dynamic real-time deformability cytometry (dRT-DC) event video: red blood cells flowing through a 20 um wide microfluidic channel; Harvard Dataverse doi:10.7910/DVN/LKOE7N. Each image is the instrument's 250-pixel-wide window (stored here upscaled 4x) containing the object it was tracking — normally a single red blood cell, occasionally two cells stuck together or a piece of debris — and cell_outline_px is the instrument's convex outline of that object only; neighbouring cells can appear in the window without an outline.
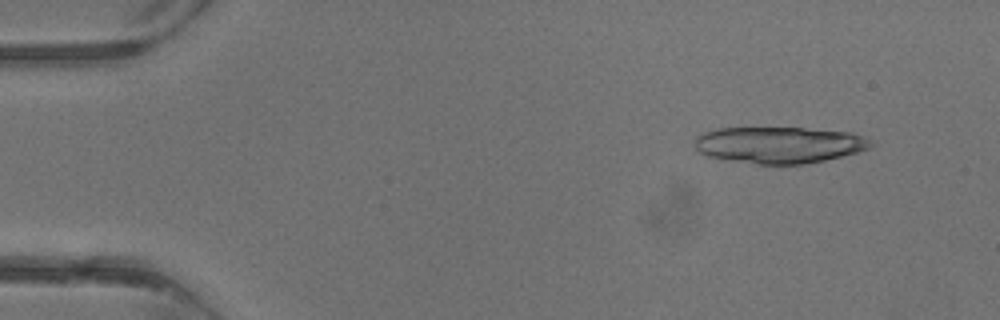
{"species": "common noctule bat (a hibernating species)", "species_latin": "Nyctalus noctula", "temperature_condition": "warm", "stored_images_in_passage": 3, "camera_frame_rate_fps": 3000, "um_per_image_px": 0.085, "animal": {"sex": "male", "body_mass_g": 13.3}, "frame": {"image": 1, "passage_image": 1, "time_ms": 0.0, "image_size_px": [1000, 320], "cell_outline_px": [[872, 144], [868, 148], [856, 152], [824, 160], [804, 164], [756, 164], [728, 160], [708, 156], [700, 152], [696, 148], [696, 136], [704, 132], [716, 128], [804, 128], [852, 132], [864, 136], [872, 140]], "centroid_in_image_um": [66.23, 12.31], "position_along_channel_um": 18.8, "area_um2": 37.34}}